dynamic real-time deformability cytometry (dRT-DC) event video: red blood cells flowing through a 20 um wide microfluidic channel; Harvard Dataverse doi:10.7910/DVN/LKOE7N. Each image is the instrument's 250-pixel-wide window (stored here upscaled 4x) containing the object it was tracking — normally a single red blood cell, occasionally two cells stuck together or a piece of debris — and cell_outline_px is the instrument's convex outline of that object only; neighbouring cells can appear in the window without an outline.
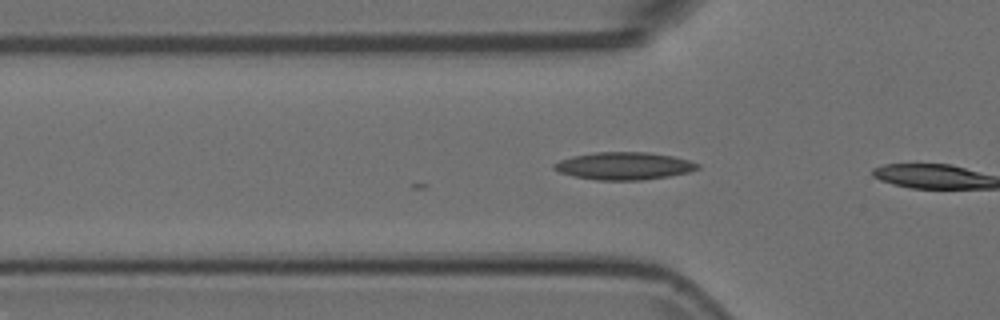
{"species": "Egyptian fruit bat (a non-hibernating species)", "species_latin": "Rousettus aegyptiacus", "temperature_condition": "room temperature", "stored_images_in_passage": 4, "camera_frame_rate_fps": 3000, "um_per_image_px": 0.085, "animal": {"sex": "female"}, "frame": {"image": 1, "passage_image": 4, "time_ms": 1.0, "image_size_px": [1000, 320], "cell_outline_px": [[700, 168], [688, 172], [668, 176], [640, 180], [596, 180], [572, 176], [560, 172], [552, 168], [552, 164], [560, 160], [572, 156], [596, 152], [648, 152], [672, 156], [688, 160], [700, 164]], "centroid_in_image_um": [53.01, 14.1], "position_along_channel_um": 72.8, "area_um2": 23.0}}